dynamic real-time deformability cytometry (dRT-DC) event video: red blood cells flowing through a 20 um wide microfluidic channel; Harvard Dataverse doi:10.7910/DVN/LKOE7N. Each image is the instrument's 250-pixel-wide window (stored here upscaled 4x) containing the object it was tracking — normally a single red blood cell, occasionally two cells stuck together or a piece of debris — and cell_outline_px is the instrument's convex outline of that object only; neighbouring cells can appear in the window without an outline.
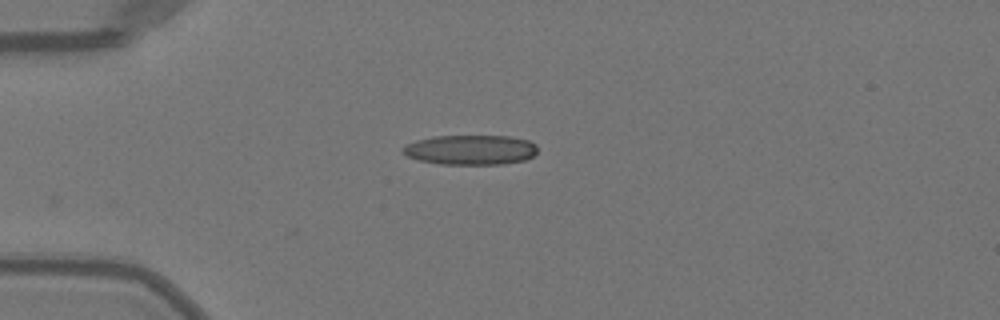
{"species": "Egyptian fruit bat (a non-hibernating species)", "species_latin": "Rousettus aegyptiacus", "temperature_condition": "warm", "stored_images_in_passage": 31, "camera_frame_rate_fps": 3000, "um_per_image_px": 0.085, "animal": {"sex": "female"}, "frame": {"image": 1, "passage_image": 1, "time_ms": 0.0, "image_size_px": [1000, 320], "cell_outline_px": [[536, 152], [532, 156], [524, 160], [504, 164], [440, 164], [420, 160], [408, 156], [400, 152], [400, 148], [416, 140], [432, 136], [508, 136], [528, 140], [536, 144]], "centroid_in_image_um": [39.97, 12.73], "position_along_channel_um": 45.0, "area_um2": 23.41}}
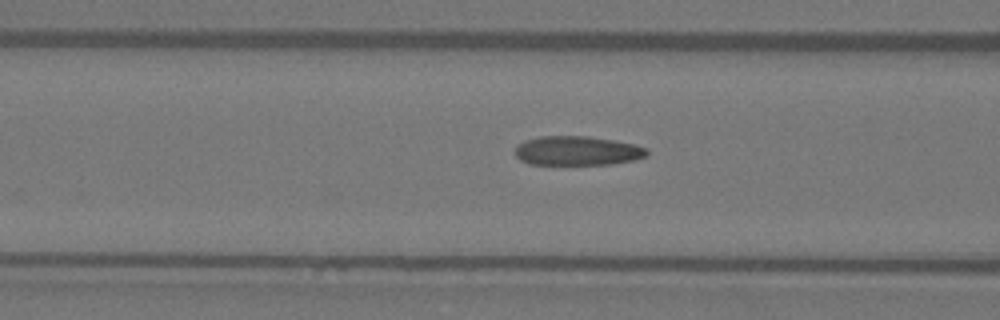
{"frame": {"image": 2, "passage_image": 8, "time_ms": 2.333, "image_size_px": [1000, 320], "cell_outline_px": [[648, 156], [632, 160], [612, 164], [528, 164], [520, 160], [516, 156], [516, 148], [524, 140], [540, 136], [588, 136], [612, 140], [632, 144], [648, 148]], "centroid_in_image_um": [49.07, 12.81], "position_along_channel_um": 117.5, "area_um2": 22.37}}
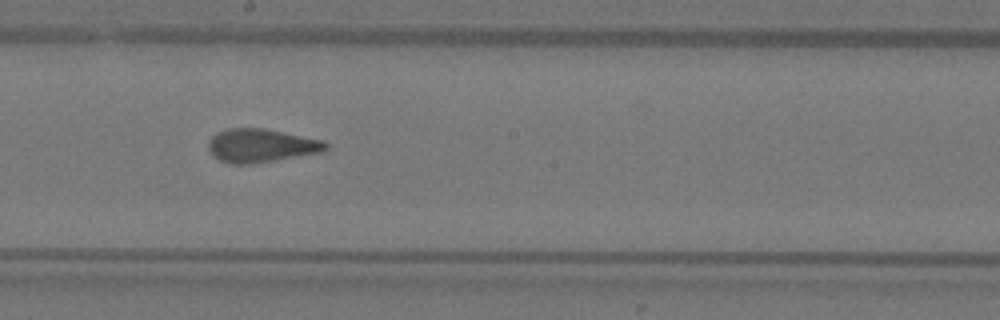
{"frame": {"image": 3, "passage_image": 16, "time_ms": 5.0, "image_size_px": [1000, 320], "cell_outline_px": [[328, 148], [320, 152], [248, 164], [228, 164], [212, 156], [208, 148], [208, 140], [216, 132], [228, 128], [264, 128], [324, 140], [328, 144]], "centroid_in_image_um": [22.14, 12.36], "position_along_channel_um": 226.1, "area_um2": 22.83}, "authors_computed_cell_mechanics": {"area_um2": 23.0044, "velocity_mm_per_s": 4.0672, "shape_relaxation_time_tau1_ms": 6.4831, "shape_relaxation_time_tau2_ms": 1.2693, "deformation_change_tau1": 0.2107, "deformation_change_tau2": 0.0883}}